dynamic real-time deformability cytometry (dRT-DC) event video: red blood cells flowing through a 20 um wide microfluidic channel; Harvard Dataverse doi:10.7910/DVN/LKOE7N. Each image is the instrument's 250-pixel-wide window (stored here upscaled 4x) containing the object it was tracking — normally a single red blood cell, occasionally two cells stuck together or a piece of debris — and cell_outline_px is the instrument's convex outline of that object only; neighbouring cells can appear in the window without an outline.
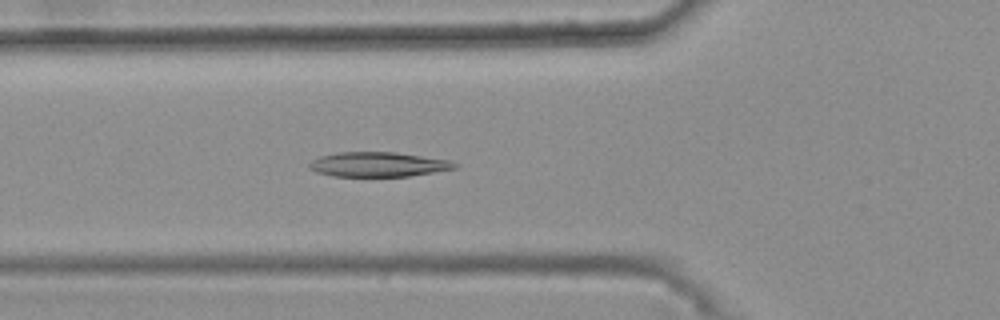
{"species": "common noctule bat (a hibernating species)", "species_latin": "Nyctalus noctula", "temperature_condition": "warm", "stored_images_in_passage": 39, "camera_frame_rate_fps": 3000, "um_per_image_px": 0.085, "animal": {"sex": "female", "body_mass_g": 25.1}, "frame": {"image": 1, "passage_image": 15, "time_ms": 4.667, "image_size_px": [1000, 320], "cell_outline_px": [[460, 164], [456, 168], [408, 176], [332, 176], [316, 172], [308, 168], [308, 164], [312, 160], [320, 156], [340, 152], [396, 152], [448, 160]], "centroid_in_image_um": [32.11, 13.97], "position_along_channel_um": 93.7, "area_um2": 20.81}}
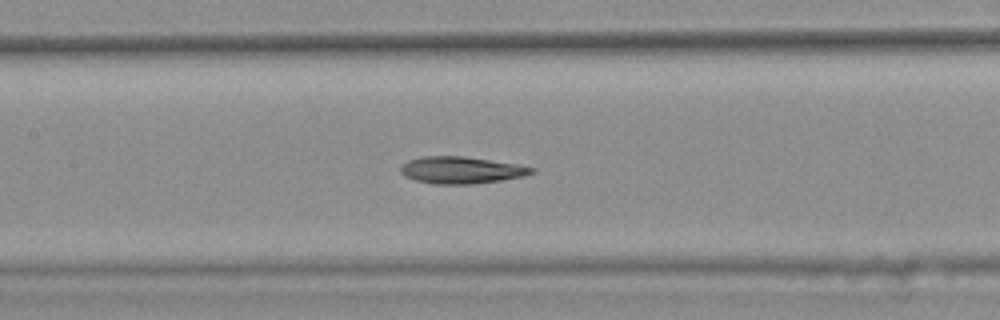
{"frame": {"image": 2, "passage_image": 21, "time_ms": 6.667, "image_size_px": [1000, 320], "cell_outline_px": [[536, 172], [524, 176], [500, 180], [472, 184], [432, 184], [416, 180], [404, 176], [400, 172], [400, 164], [408, 160], [420, 156], [464, 156], [516, 164], [536, 168]], "centroid_in_image_um": [39.17, 14.45], "position_along_channel_um": 168.2, "area_um2": 20.69}}
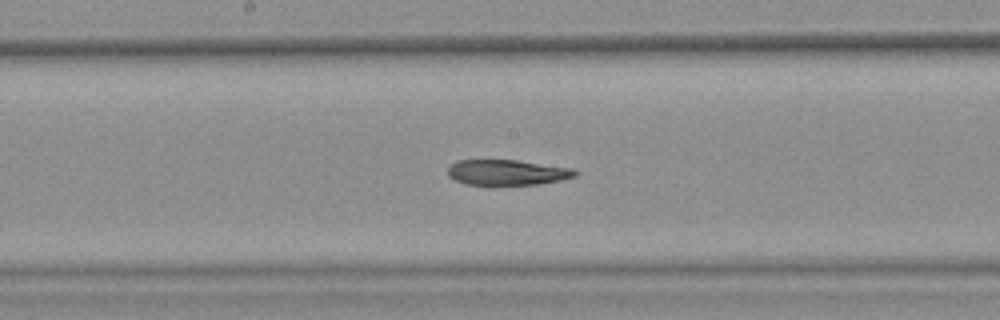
{"frame": {"image": 3, "passage_image": 24, "time_ms": 7.667, "image_size_px": [1000, 320], "cell_outline_px": [[580, 172], [576, 176], [560, 180], [540, 184], [464, 184], [448, 176], [448, 168], [456, 160], [516, 160], [572, 168]], "centroid_in_image_um": [43.12, 14.65], "position_along_channel_um": 205.1, "area_um2": 18.73}, "authors_computed_cell_mechanics": {"area_um2": 20.808, "velocity_mm_per_s": 3.72, "shape_relaxation_time_tau1_ms": null, "shape_relaxation_time_tau2_ms": 6.8127, "deformation_change_tau1": null, "deformation_change_tau2": 0.151}}